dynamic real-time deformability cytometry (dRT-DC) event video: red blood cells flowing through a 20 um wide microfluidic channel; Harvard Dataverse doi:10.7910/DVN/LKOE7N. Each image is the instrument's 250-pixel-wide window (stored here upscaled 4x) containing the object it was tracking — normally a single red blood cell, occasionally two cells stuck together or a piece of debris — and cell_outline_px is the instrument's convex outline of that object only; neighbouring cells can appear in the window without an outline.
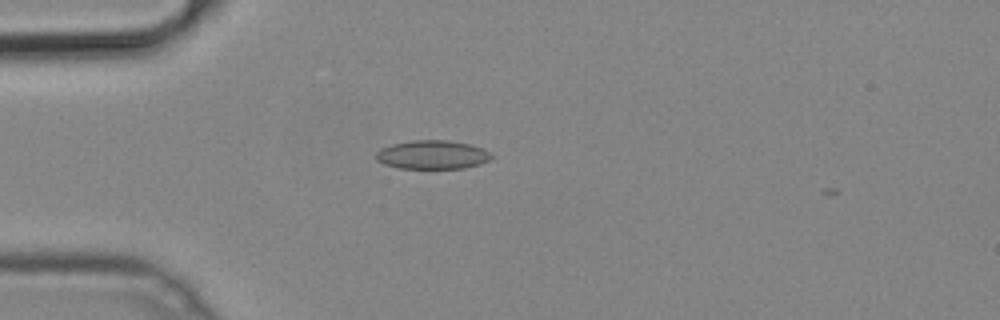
{"species": "common noctule bat (a hibernating species)", "species_latin": "Nyctalus noctula", "temperature_condition": "cold", "stored_images_in_passage": 3, "camera_frame_rate_fps": 3000, "um_per_image_px": 0.085, "animal": {"sex": "male", "body_mass_g": 19.2, "forearm_length_mm": 51.8}, "frame": {"image": 1, "passage_image": 1, "time_ms": 0.0, "image_size_px": [1000, 320], "cell_outline_px": [[492, 156], [488, 160], [480, 164], [464, 168], [400, 168], [384, 164], [376, 160], [376, 152], [380, 148], [392, 144], [412, 140], [448, 140], [468, 144], [484, 148]], "centroid_in_image_um": [36.72, 13.15], "position_along_channel_um": 48.3, "area_um2": 19.25}}